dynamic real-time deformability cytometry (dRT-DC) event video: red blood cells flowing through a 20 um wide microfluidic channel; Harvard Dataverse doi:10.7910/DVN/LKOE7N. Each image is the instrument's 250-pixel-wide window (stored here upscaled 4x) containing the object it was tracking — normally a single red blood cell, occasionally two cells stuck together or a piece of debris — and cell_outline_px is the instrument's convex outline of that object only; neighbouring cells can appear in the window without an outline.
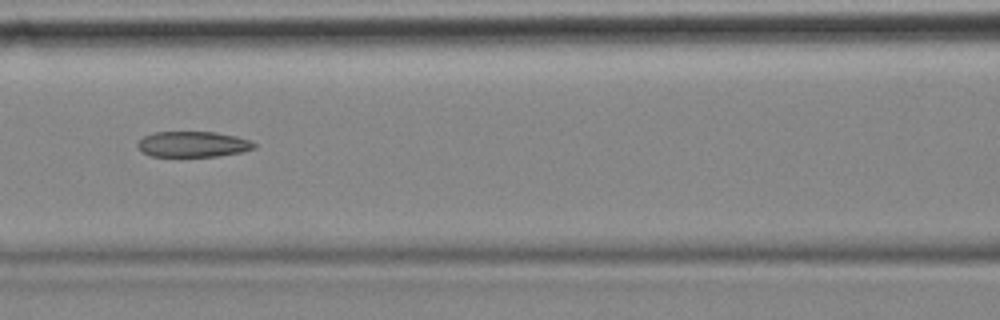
{"species": "common noctule bat (a hibernating species)", "species_latin": "Nyctalus noctula", "temperature_condition": "cold", "stored_images_in_passage": 11, "camera_frame_rate_fps": 3000, "um_per_image_px": 0.085, "animal": {"sex": "female", "body_mass_g": 18.4}, "frame": {"image": 1, "passage_image": 7, "time_ms": 2.0, "image_size_px": [1000, 320], "cell_outline_px": [[256, 148], [240, 152], [216, 156], [152, 156], [144, 152], [136, 144], [144, 136], [156, 132], [216, 132], [236, 136], [248, 140], [256, 144]], "centroid_in_image_um": [16.42, 12.25], "position_along_channel_um": 150.2, "area_um2": 17.17}}
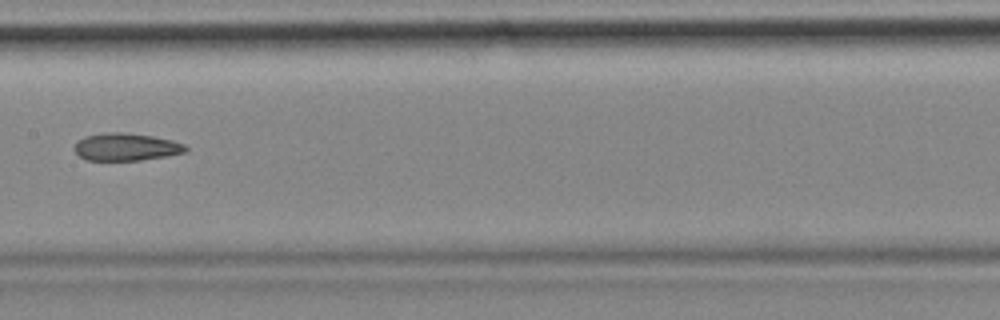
{"frame": {"image": 2, "passage_image": 8, "time_ms": 2.333, "image_size_px": [1000, 320], "cell_outline_px": [[188, 148], [184, 152], [164, 156], [140, 160], [88, 160], [80, 156], [72, 148], [76, 140], [84, 136], [104, 132], [124, 132], [152, 136], [172, 140], [184, 144]], "centroid_in_image_um": [10.65, 12.47], "position_along_channel_um": 196.7, "area_um2": 17.86}}
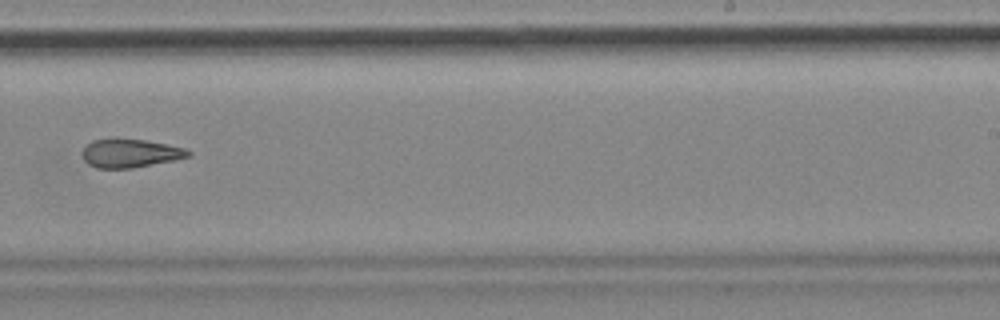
{"frame": {"image": 3, "passage_image": 10, "time_ms": 3.0, "image_size_px": [1000, 320], "cell_outline_px": [[192, 156], [176, 160], [132, 168], [96, 168], [88, 164], [84, 160], [80, 152], [92, 140], [144, 140], [168, 144], [184, 148], [192, 152]], "centroid_in_image_um": [11.1, 13.05], "position_along_channel_um": 277.9, "area_um2": 17.46}}